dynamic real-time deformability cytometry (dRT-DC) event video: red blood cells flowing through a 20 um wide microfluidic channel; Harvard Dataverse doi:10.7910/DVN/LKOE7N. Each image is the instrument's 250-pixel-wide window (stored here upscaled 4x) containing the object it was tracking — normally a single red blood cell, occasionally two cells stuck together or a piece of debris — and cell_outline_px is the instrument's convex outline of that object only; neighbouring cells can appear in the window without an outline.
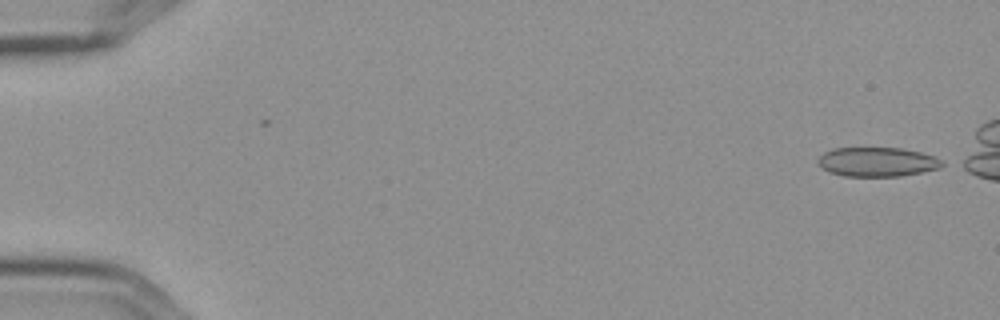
{"species": "Egyptian fruit bat (a non-hibernating species)", "species_latin": "Rousettus aegyptiacus", "temperature_condition": "cold", "stored_images_in_passage": 6, "camera_frame_rate_fps": 3000, "um_per_image_px": 0.085, "frame": {"image": 1, "passage_image": 1, "time_ms": 0.0, "image_size_px": [1000, 320], "cell_outline_px": [[948, 164], [940, 168], [900, 176], [844, 176], [828, 172], [816, 160], [824, 152], [832, 148], [900, 148], [920, 152], [936, 156], [944, 160]], "centroid_in_image_um": [74.61, 13.76], "position_along_channel_um": 10.4, "area_um2": 21.33}}